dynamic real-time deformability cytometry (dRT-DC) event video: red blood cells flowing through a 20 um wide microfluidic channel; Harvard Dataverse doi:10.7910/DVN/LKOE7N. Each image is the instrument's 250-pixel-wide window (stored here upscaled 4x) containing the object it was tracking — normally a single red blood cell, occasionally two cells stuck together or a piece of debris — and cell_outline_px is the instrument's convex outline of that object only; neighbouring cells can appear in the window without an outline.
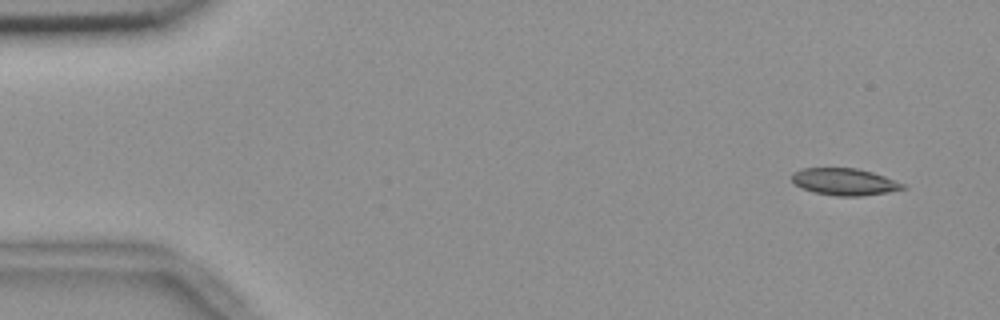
{"species": "common noctule bat (a hibernating species)", "species_latin": "Nyctalus noctula", "temperature_condition": "room temperature", "stored_images_in_passage": 7, "camera_frame_rate_fps": 3000, "um_per_image_px": 0.085, "animal": {"sex": "female", "body_mass_g": 18.4}, "frame": {"image": 1, "passage_image": 1, "time_ms": 0.0, "image_size_px": [1000, 320], "cell_outline_px": [[908, 188], [888, 192], [860, 196], [836, 196], [812, 192], [800, 188], [792, 180], [792, 176], [796, 172], [804, 168], [856, 168], [872, 172], [884, 176], [904, 184]], "centroid_in_image_um": [71.79, 15.46], "position_along_channel_um": 13.2, "area_um2": 17.34}}
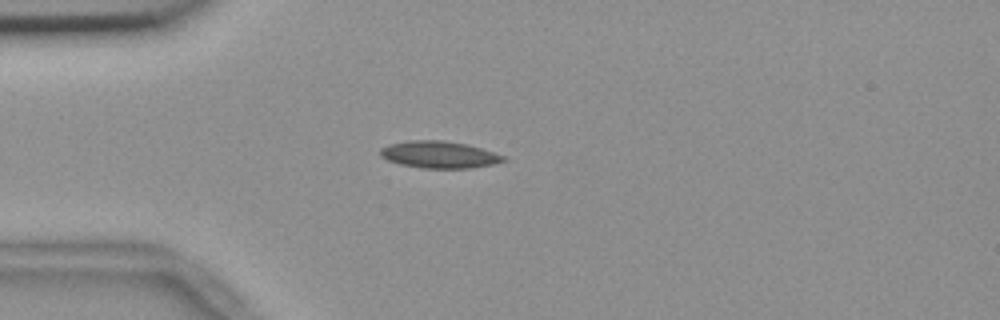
{"frame": {"image": 2, "passage_image": 4, "time_ms": 1.0, "image_size_px": [1000, 320], "cell_outline_px": [[508, 160], [492, 164], [472, 168], [420, 168], [400, 164], [388, 160], [380, 156], [380, 148], [388, 144], [408, 140], [444, 140], [468, 144], [508, 156]], "centroid_in_image_um": [37.36, 13.14], "position_along_channel_um": 47.6, "area_um2": 19.65}}
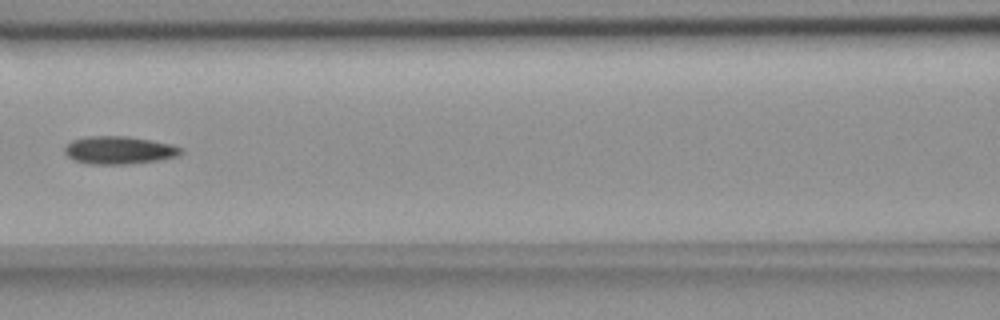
{"frame": {"image": 3, "passage_image": 7, "time_ms": 2.0, "image_size_px": [1000, 320], "cell_outline_px": [[184, 152], [180, 156], [160, 160], [128, 164], [88, 164], [76, 160], [68, 156], [64, 152], [64, 148], [72, 140], [88, 136], [128, 136], [152, 140], [172, 144], [184, 148]], "centroid_in_image_um": [10.19, 12.76], "position_along_channel_um": 156.4, "area_um2": 19.07}}